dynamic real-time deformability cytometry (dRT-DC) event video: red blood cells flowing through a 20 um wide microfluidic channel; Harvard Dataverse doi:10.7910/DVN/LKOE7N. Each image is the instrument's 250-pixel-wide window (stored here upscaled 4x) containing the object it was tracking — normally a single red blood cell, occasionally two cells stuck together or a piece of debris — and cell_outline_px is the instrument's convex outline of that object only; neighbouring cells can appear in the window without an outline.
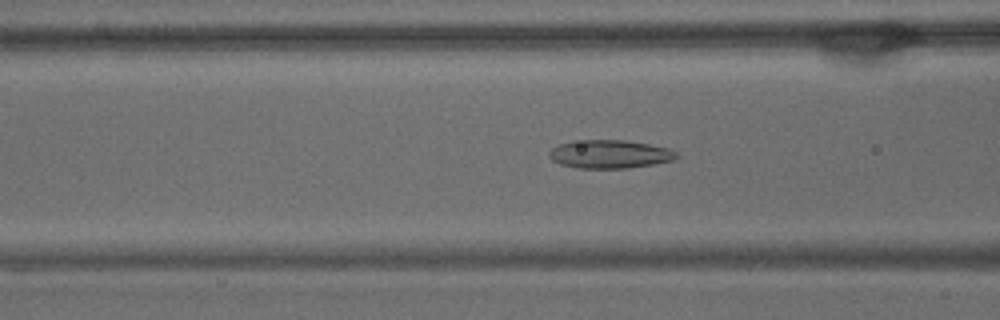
{"species": "common noctule bat (a hibernating species)", "species_latin": "Nyctalus noctula", "temperature_condition": "warm", "stored_images_in_passage": 48, "camera_frame_rate_fps": 3000, "um_per_image_px": 0.085, "animal": {"sex": "male", "body_mass_g": 15.6}, "frame": {"image": 1, "passage_image": 15, "time_ms": 4.667, "image_size_px": [1000, 320], "cell_outline_px": [[680, 156], [672, 160], [652, 164], [628, 168], [576, 168], [560, 164], [552, 160], [548, 156], [548, 152], [552, 148], [560, 144], [572, 140], [624, 140], [648, 144], [668, 148], [676, 152]], "centroid_in_image_um": [51.79, 13.1], "position_along_channel_um": 114.8, "area_um2": 21.04}}
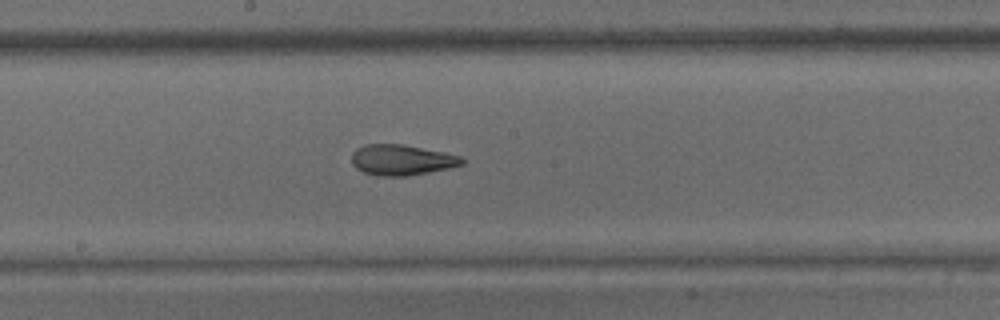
{"frame": {"image": 2, "passage_image": 23, "time_ms": 7.333, "image_size_px": [1000, 320], "cell_outline_px": [[464, 164], [448, 168], [408, 176], [376, 176], [364, 172], [356, 168], [352, 164], [352, 152], [356, 148], [364, 144], [400, 144], [444, 152], [460, 156], [464, 160]], "centroid_in_image_um": [34.1, 13.6], "position_along_channel_um": 214.1, "area_um2": 19.65}}
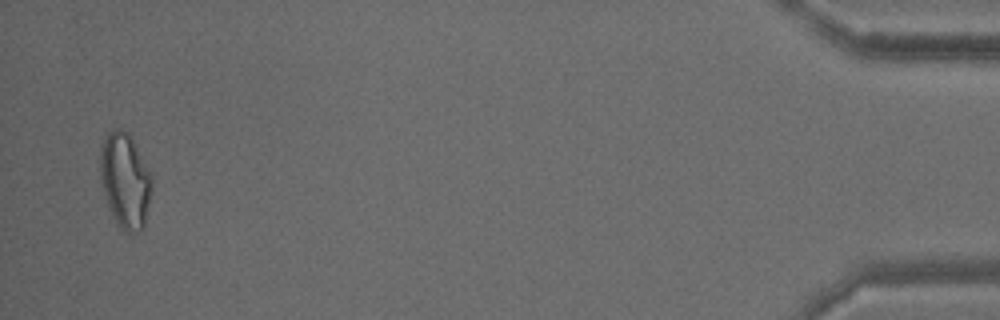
{"frame": {"image": 3, "passage_image": 47, "time_ms": 15.333, "image_size_px": [1000, 320], "cell_outline_px": [[152, 188], [144, 228], [140, 232], [128, 232], [120, 228], [108, 204], [104, 192], [100, 176], [100, 152], [104, 136], [112, 128], [120, 128], [128, 132], [152, 172]], "centroid_in_image_um": [10.66, 15.3], "position_along_channel_um": 424.5, "area_um2": 28.78}, "authors_computed_cell_mechanics": {"area_um2": 21.7328, "velocity_mm_per_s": 3.7133, "shape_relaxation_time_tau1_ms": null, "shape_relaxation_time_tau2_ms": 2.3093, "deformation_change_tau1": null, "deformation_change_tau2": 0.1008}}